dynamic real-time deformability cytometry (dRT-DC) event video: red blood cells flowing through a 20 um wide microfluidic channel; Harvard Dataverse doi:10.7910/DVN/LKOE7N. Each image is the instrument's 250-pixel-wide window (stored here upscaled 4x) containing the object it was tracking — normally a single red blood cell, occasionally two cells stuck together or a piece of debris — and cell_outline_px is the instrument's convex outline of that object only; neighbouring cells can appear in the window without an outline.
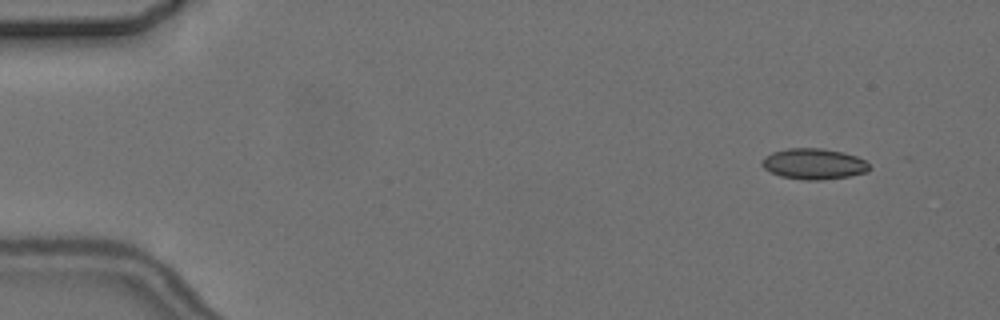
{"species": "common noctule bat (a hibernating species)", "species_latin": "Nyctalus noctula", "temperature_condition": "cold", "stored_images_in_passage": 7, "camera_frame_rate_fps": 3000, "um_per_image_px": 0.085, "animal": {"sex": "female", "body_mass_g": 24.6, "forearm_length_mm": 56.2}, "frame": {"image": 1, "passage_image": 2, "time_ms": 1.333, "image_size_px": [1000, 320], "cell_outline_px": [[872, 168], [868, 172], [848, 176], [820, 180], [804, 180], [780, 176], [764, 168], [760, 164], [760, 160], [764, 156], [772, 152], [788, 148], [824, 148], [844, 152], [856, 156], [864, 160]], "centroid_in_image_um": [69.16, 13.92], "position_along_channel_um": 15.8, "area_um2": 19.48}}